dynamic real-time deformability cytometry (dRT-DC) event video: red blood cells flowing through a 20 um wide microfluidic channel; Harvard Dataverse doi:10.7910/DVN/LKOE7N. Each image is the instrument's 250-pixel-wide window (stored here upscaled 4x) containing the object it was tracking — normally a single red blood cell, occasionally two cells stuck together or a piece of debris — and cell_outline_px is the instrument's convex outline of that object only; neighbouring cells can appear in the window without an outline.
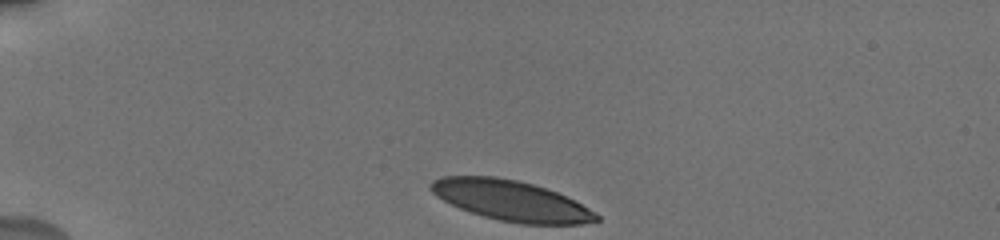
{"species": "human", "species_latin": "Homo sapiens", "temperature_condition": "cold", "stored_images_in_passage": 35, "camera_frame_rate_fps": 3000, "um_per_image_px": 0.085, "donor": {"sex": "male"}, "frame": {"image": 1, "passage_image": 1, "time_ms": 0.0, "image_size_px": [1000, 240], "cell_outline_px": [[600, 220], [584, 224], [520, 224], [500, 220], [484, 216], [460, 208], [436, 196], [428, 188], [428, 184], [432, 180], [440, 176], [496, 176], [516, 180], [532, 184], [556, 192], [596, 212], [600, 216]], "centroid_in_image_um": [43.41, 17.05], "position_along_channel_um": 41.6, "area_um2": 38.73}}
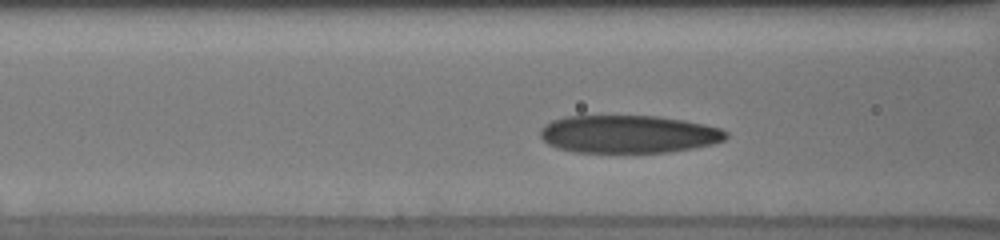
{"frame": {"image": 2, "passage_image": 11, "time_ms": 3.333, "image_size_px": [1000, 240], "cell_outline_px": [[728, 136], [724, 140], [712, 144], [692, 148], [668, 152], [576, 152], [556, 148], [548, 144], [540, 136], [540, 128], [544, 124], [552, 120], [564, 116], [656, 116], [684, 120], [704, 124], [720, 128], [728, 132]], "centroid_in_image_um": [53.4, 11.4], "position_along_channel_um": 113.2, "area_um2": 41.04}}
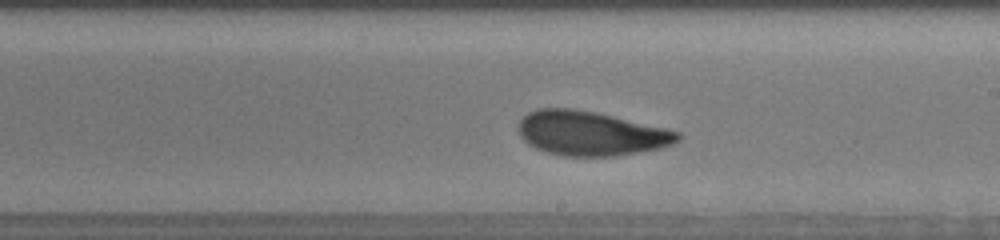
{"frame": {"image": 3, "passage_image": 21, "time_ms": 6.667, "image_size_px": [1000, 240], "cell_outline_px": [[680, 140], [672, 144], [660, 148], [616, 156], [564, 156], [548, 152], [536, 148], [528, 144], [520, 136], [520, 120], [528, 112], [540, 108], [572, 108], [596, 112], [664, 128], [680, 132]], "centroid_in_image_um": [50.21, 11.34], "position_along_channel_um": 238.8, "area_um2": 40.86}, "authors_computed_cell_mechanics": {"area_um2": 40.8646, "velocity_mm_per_s": 3.7837, "shape_relaxation_time_tau1_ms": 3.0488, "shape_relaxation_time_tau2_ms": 1.4146, "deformation_change_tau1": 0.1371, "deformation_change_tau2": 0.0734}}